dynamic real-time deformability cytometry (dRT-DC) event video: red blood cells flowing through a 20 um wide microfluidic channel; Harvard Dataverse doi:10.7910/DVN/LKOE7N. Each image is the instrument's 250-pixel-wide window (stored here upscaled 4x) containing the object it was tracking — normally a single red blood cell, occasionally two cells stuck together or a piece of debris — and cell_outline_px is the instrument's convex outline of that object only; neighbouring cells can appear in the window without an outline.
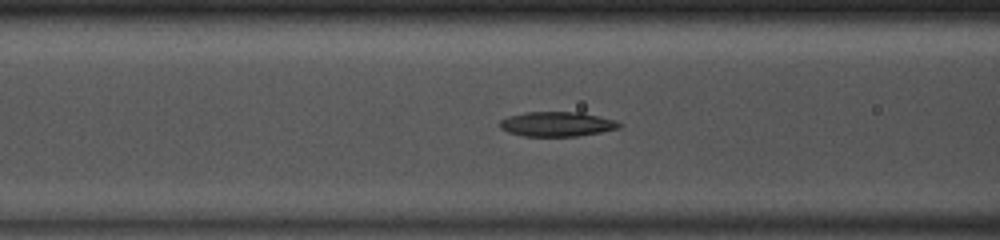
{"species": "common noctule bat (a hibernating species)", "species_latin": "Nyctalus noctula", "temperature_condition": "room temperature", "stored_images_in_passage": 43, "camera_frame_rate_fps": 3000, "um_per_image_px": 0.085, "animal": {"sex": "male", "body_mass_g": 13.0, "forearm_length_mm": 53.1}, "frame": {"image": 1, "passage_image": 14, "time_ms": 4.333, "image_size_px": [1000, 240], "cell_outline_px": [[624, 124], [620, 128], [600, 132], [576, 136], [524, 136], [508, 132], [500, 128], [500, 120], [508, 116], [524, 112], [580, 112], [616, 120]], "centroid_in_image_um": [47.35, 10.54], "position_along_channel_um": 119.2, "area_um2": 17.22}}
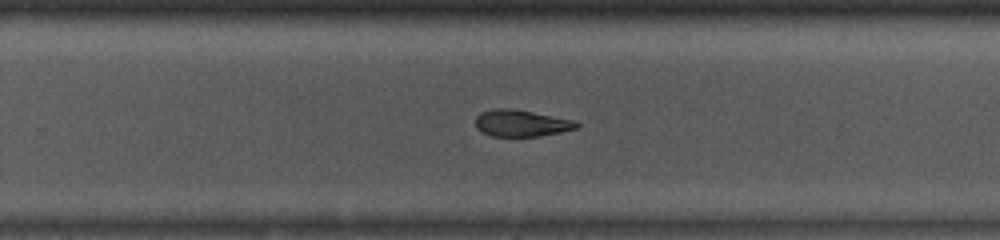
{"frame": {"image": 2, "passage_image": 26, "time_ms": 8.333, "image_size_px": [1000, 240], "cell_outline_px": [[580, 124], [576, 128], [560, 132], [540, 136], [492, 136], [480, 132], [476, 128], [476, 116], [480, 112], [496, 108], [512, 108], [576, 120]], "centroid_in_image_um": [44.29, 10.46], "position_along_channel_um": 285.5, "area_um2": 15.84}}
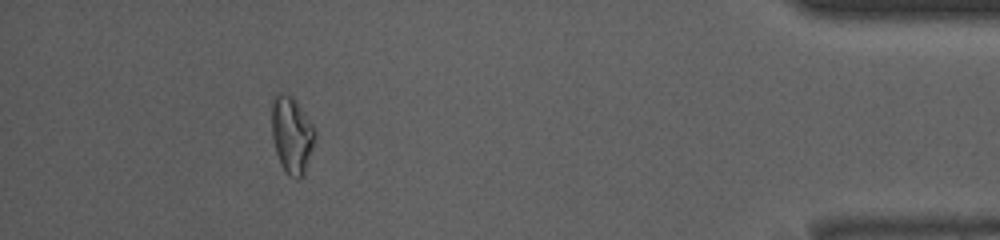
{"frame": {"image": 3, "passage_image": 39, "time_ms": 12.667, "image_size_px": [1000, 240], "cell_outline_px": [[316, 140], [304, 176], [300, 180], [296, 180], [288, 176], [284, 172], [280, 164], [276, 152], [272, 136], [272, 104], [276, 92], [280, 92], [292, 96], [316, 128]], "centroid_in_image_um": [24.83, 11.52], "position_along_channel_um": 410.4, "area_um2": 19.88}, "authors_computed_cell_mechanics": {"area_um2": 17.3978, "velocity_mm_per_s": 4.1484, "shape_relaxation_time_tau1_ms": null, "shape_relaxation_time_tau2_ms": 4.2592, "deformation_change_tau1": null, "deformation_change_tau2": 0.1081}}